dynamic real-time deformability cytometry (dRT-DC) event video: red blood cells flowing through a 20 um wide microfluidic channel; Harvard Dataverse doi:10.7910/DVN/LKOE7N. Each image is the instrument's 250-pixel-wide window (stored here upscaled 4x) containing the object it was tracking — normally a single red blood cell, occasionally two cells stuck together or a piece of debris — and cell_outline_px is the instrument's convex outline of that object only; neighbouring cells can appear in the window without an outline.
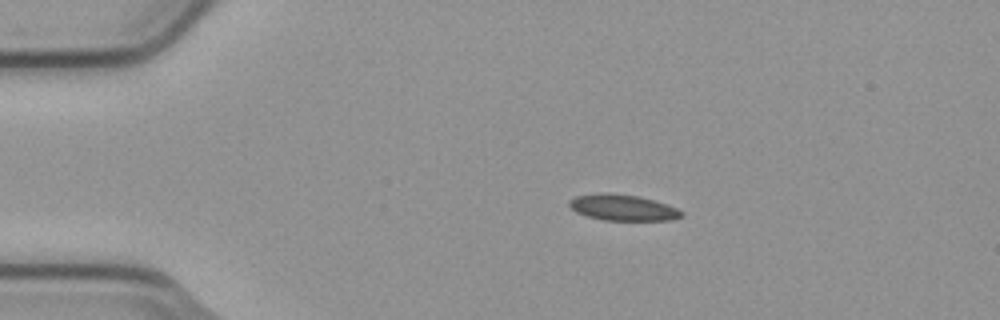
{"species": "common noctule bat (a hibernating species)", "species_latin": "Nyctalus noctula", "temperature_condition": "cold", "stored_images_in_passage": 7, "camera_frame_rate_fps": 3000, "um_per_image_px": 0.085, "animal": {"sex": "male", "body_mass_g": 23.1, "forearm_length_mm": 52.7}, "frame": {"image": 1, "passage_image": 2, "time_ms": 0.333, "image_size_px": [1000, 320], "cell_outline_px": [[684, 216], [672, 220], [604, 220], [588, 216], [576, 212], [568, 204], [568, 200], [576, 196], [600, 192], [608, 192], [640, 196], [668, 204], [684, 212]], "centroid_in_image_um": [52.95, 17.63], "position_along_channel_um": 32.0, "area_um2": 17.22}}
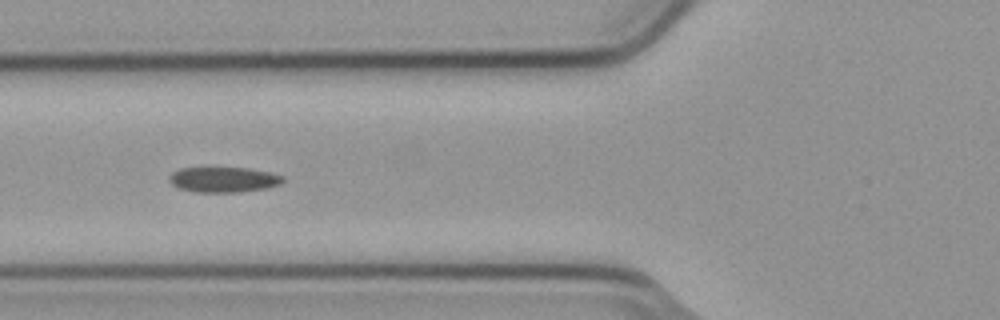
{"frame": {"image": 2, "passage_image": 5, "time_ms": 1.333, "image_size_px": [1000, 320], "cell_outline_px": [[284, 180], [280, 184], [268, 188], [240, 192], [196, 192], [180, 188], [172, 184], [168, 180], [168, 176], [172, 172], [180, 168], [248, 168], [268, 172], [284, 176]], "centroid_in_image_um": [19.0, 15.27], "position_along_channel_um": 106.8, "area_um2": 16.76}}
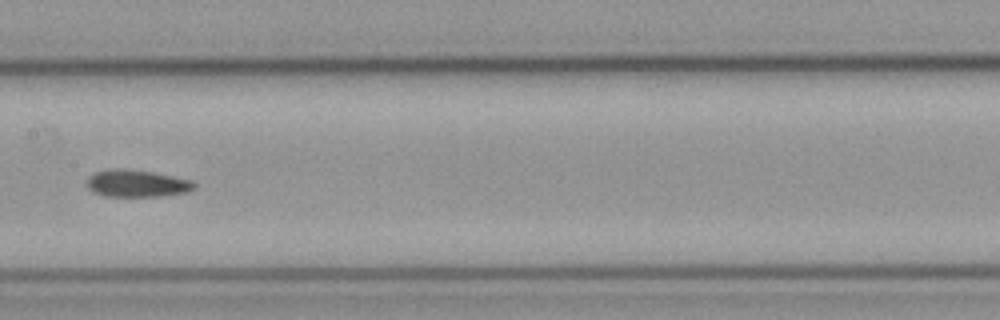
{"frame": {"image": 3, "passage_image": 7, "time_ms": 2.0, "image_size_px": [1000, 320], "cell_outline_px": [[196, 188], [188, 192], [164, 196], [104, 196], [88, 188], [88, 176], [96, 172], [112, 168], [116, 168], [152, 172], [192, 180], [196, 184]], "centroid_in_image_um": [11.68, 15.6], "position_along_channel_um": 195.7, "area_um2": 16.88}}